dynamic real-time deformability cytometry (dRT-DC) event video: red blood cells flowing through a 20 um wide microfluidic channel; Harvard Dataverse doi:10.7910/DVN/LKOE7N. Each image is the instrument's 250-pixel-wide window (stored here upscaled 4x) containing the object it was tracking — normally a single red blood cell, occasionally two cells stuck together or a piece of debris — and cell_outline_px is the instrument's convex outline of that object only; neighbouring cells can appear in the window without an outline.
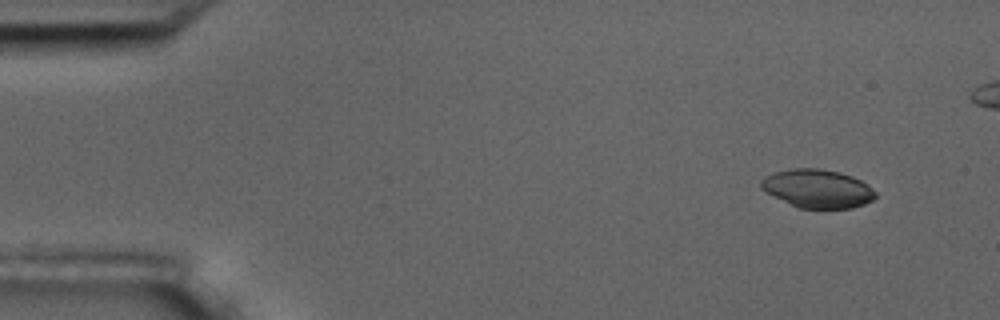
{"species": "common noctule bat (a hibernating species)", "species_latin": "Nyctalus noctula", "temperature_condition": "room temperature", "stored_images_in_passage": 10, "camera_frame_rate_fps": 3000, "um_per_image_px": 0.085, "animal": {"sex": "male", "body_mass_g": 17.5, "forearm_length_mm": 52.3}, "frame": {"image": 1, "passage_image": 1, "time_ms": 0.0, "image_size_px": [1000, 320], "cell_outline_px": [[876, 196], [872, 200], [864, 204], [852, 208], [800, 208], [764, 192], [760, 188], [760, 180], [776, 172], [792, 168], [820, 168], [840, 172], [852, 176], [868, 184], [876, 192]], "centroid_in_image_um": [69.5, 16.03], "position_along_channel_um": 15.5, "area_um2": 25.61}}
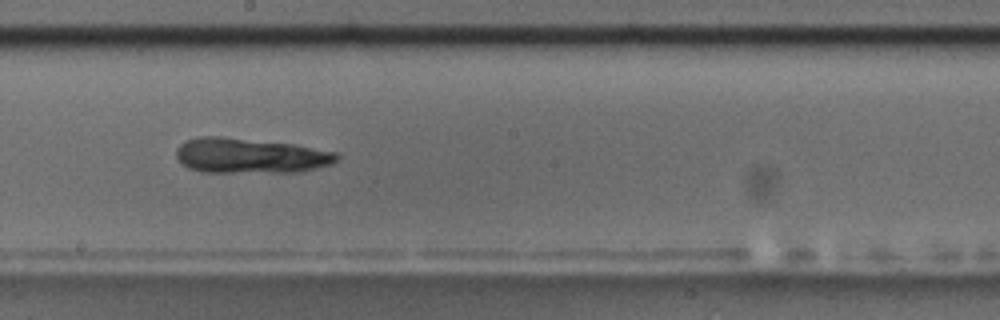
{"frame": {"image": 2, "passage_image": 9, "time_ms": 9.0, "image_size_px": [1000, 320], "cell_outline_px": [[340, 160], [332, 164], [300, 172], [200, 172], [188, 168], [176, 156], [176, 148], [180, 144], [188, 140], [200, 136], [220, 136], [296, 144], [340, 152]], "centroid_in_image_um": [21.34, 13.23], "position_along_channel_um": 226.9, "area_um2": 33.29}}
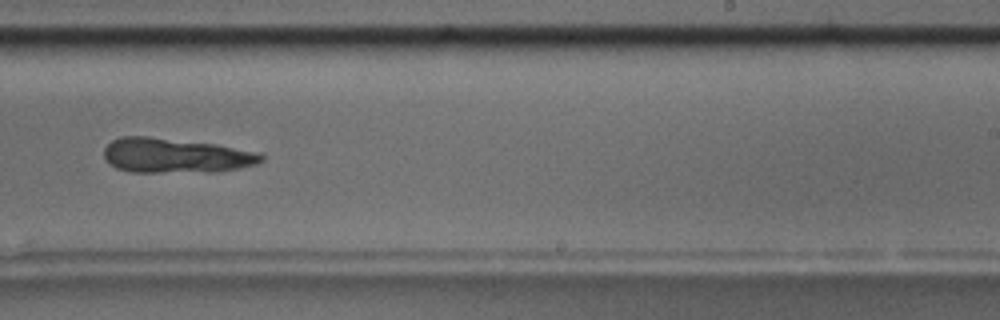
{"frame": {"image": 3, "passage_image": 10, "time_ms": 10.333, "image_size_px": [1000, 320], "cell_outline_px": [[264, 160], [256, 164], [240, 168], [216, 172], [132, 172], [116, 168], [108, 164], [104, 160], [104, 148], [112, 140], [120, 136], [148, 136], [216, 144], [260, 152], [264, 156]], "centroid_in_image_um": [14.92, 13.23], "position_along_channel_um": 274.1, "area_um2": 32.25}}